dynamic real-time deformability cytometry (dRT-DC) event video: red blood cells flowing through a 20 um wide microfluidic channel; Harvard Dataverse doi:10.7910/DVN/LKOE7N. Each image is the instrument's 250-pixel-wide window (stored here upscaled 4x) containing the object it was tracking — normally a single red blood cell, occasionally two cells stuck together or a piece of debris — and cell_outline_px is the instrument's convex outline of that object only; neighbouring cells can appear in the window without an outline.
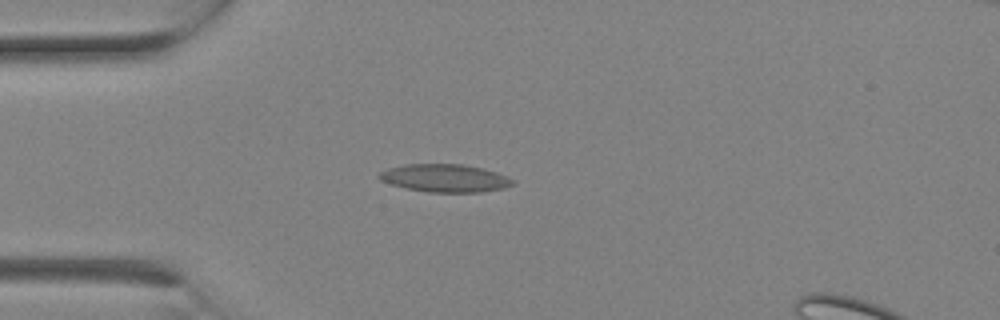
{"species": "Egyptian fruit bat (a non-hibernating species)", "species_latin": "Rousettus aegyptiacus", "temperature_condition": "room temperature", "stored_images_in_passage": 3, "camera_frame_rate_fps": 3000, "um_per_image_px": 0.085, "animal": {"sex": "female"}, "frame": {"image": 1, "passage_image": 2, "time_ms": 0.333, "image_size_px": [1000, 320], "cell_outline_px": [[516, 184], [504, 188], [480, 192], [428, 192], [408, 188], [392, 184], [380, 180], [376, 176], [380, 172], [388, 168], [404, 164], [464, 164], [496, 172], [508, 176], [516, 180]], "centroid_in_image_um": [37.85, 15.14], "position_along_channel_um": 47.1, "area_um2": 21.73}}